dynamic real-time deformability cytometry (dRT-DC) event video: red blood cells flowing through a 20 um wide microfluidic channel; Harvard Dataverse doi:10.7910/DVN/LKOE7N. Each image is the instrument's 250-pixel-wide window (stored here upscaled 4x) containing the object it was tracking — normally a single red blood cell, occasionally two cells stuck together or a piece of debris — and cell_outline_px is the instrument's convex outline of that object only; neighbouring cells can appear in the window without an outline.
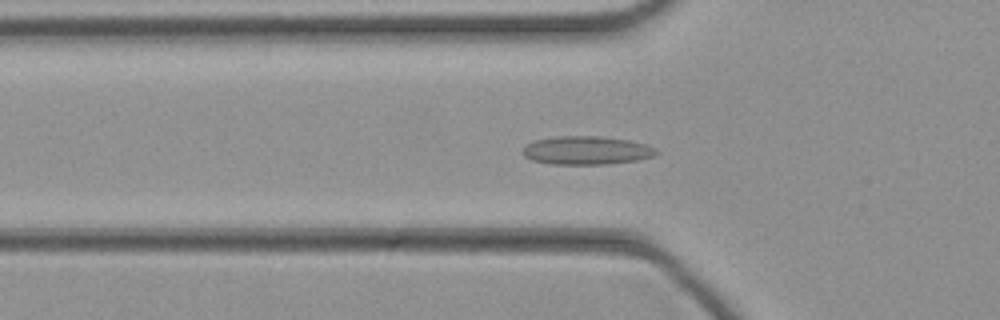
{"species": "common noctule bat (a hibernating species)", "species_latin": "Nyctalus noctula", "temperature_condition": "cold", "stored_images_in_passage": 39, "camera_frame_rate_fps": 3000, "um_per_image_px": 0.085, "animal": {"sex": "female", "body_mass_g": 21.9}, "frame": {"image": 1, "passage_image": 9, "time_ms": 2.667, "image_size_px": [1000, 320], "cell_outline_px": [[660, 152], [652, 156], [636, 160], [608, 164], [548, 164], [532, 160], [524, 156], [520, 152], [524, 144], [532, 140], [556, 136], [600, 136], [628, 140], [644, 144], [656, 148]], "centroid_in_image_um": [49.77, 12.78], "position_along_channel_um": 76.0, "area_um2": 22.37}}
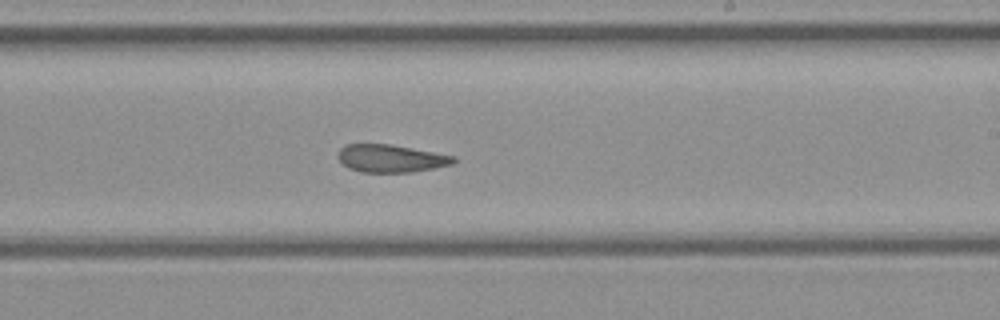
{"frame": {"image": 2, "passage_image": 21, "time_ms": 6.667, "image_size_px": [1000, 320], "cell_outline_px": [[456, 160], [452, 164], [436, 168], [412, 172], [360, 172], [348, 168], [336, 156], [336, 152], [344, 144], [392, 144], [456, 156]], "centroid_in_image_um": [33.21, 13.46], "position_along_channel_um": 255.8, "area_um2": 18.9}}
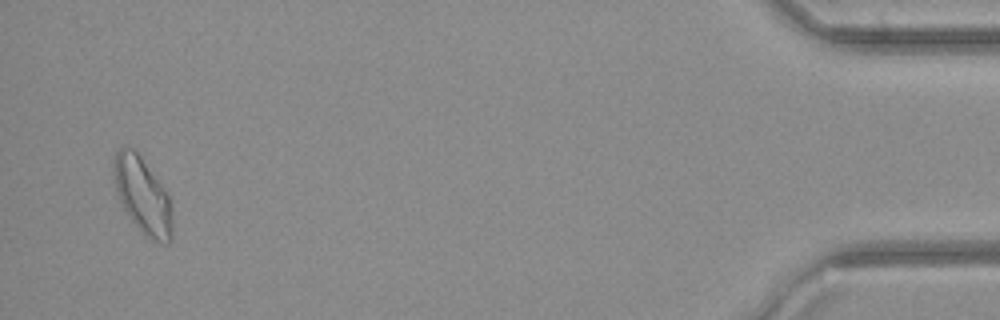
{"frame": {"image": 3, "passage_image": 38, "time_ms": 12.333, "image_size_px": [1000, 320], "cell_outline_px": [[172, 236], [168, 244], [164, 244], [144, 236], [140, 232], [128, 216], [120, 200], [112, 176], [112, 160], [116, 152], [120, 148], [128, 144], [136, 148], [168, 192], [172, 208]], "centroid_in_image_um": [12.12, 16.56], "position_along_channel_um": 423.1, "area_um2": 26.93}}